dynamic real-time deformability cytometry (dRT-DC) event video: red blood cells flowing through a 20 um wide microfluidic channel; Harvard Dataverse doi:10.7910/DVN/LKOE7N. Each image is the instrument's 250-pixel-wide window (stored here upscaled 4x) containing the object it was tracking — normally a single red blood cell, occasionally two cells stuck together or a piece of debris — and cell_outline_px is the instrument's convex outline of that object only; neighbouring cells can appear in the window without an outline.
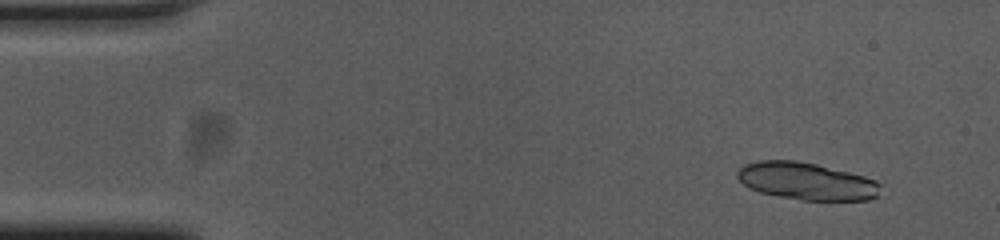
{"species": "common noctule bat (a hibernating species)", "species_latin": "Nyctalus noctula", "temperature_condition": "cold", "stored_images_in_passage": 55, "segment_of_instrument_passage": [1, 2], "camera_frame_rate_fps": 3000, "um_per_image_px": 0.085, "animal": {"sex": "female", "body_mass_g": 23.0, "forearm_length_mm": 53.4}, "frame": {"image": 1, "passage_image": 5, "time_ms": 1.333, "image_size_px": [1000, 240], "cell_outline_px": [[880, 196], [868, 200], [800, 200], [760, 192], [748, 188], [736, 176], [736, 172], [744, 164], [760, 160], [796, 160], [816, 164], [864, 176], [876, 180], [880, 184]], "centroid_in_image_um": [68.56, 15.4], "position_along_channel_um": 16.4, "area_um2": 31.21}}